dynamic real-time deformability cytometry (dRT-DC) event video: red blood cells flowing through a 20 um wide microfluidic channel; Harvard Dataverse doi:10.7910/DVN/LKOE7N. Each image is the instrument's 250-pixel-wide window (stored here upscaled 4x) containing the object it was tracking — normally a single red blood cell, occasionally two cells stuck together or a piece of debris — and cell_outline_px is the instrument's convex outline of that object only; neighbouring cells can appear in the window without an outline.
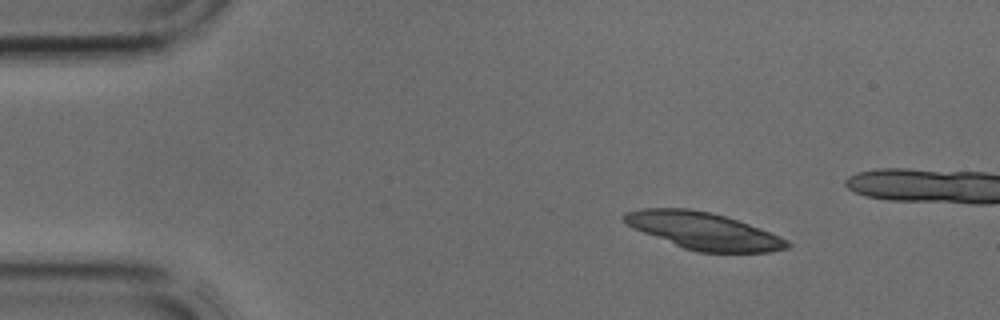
{"species": "common noctule bat (a hibernating species)", "species_latin": "Nyctalus noctula", "temperature_condition": "cold", "stored_images_in_passage": 3, "camera_frame_rate_fps": 3000, "um_per_image_px": 0.085, "animal": {"sex": "male", "body_mass_g": 17.9, "forearm_length_mm": 54.2}, "frame": {"image": 1, "passage_image": 1, "time_ms": 0.0, "image_size_px": [1000, 320], "cell_outline_px": [[792, 244], [788, 248], [768, 252], [700, 252], [684, 248], [644, 232], [628, 224], [620, 216], [624, 212], [644, 208], [688, 208], [708, 212], [724, 216], [748, 224], [780, 236], [788, 240]], "centroid_in_image_um": [59.81, 19.62], "position_along_channel_um": 25.2, "area_um2": 34.56}}